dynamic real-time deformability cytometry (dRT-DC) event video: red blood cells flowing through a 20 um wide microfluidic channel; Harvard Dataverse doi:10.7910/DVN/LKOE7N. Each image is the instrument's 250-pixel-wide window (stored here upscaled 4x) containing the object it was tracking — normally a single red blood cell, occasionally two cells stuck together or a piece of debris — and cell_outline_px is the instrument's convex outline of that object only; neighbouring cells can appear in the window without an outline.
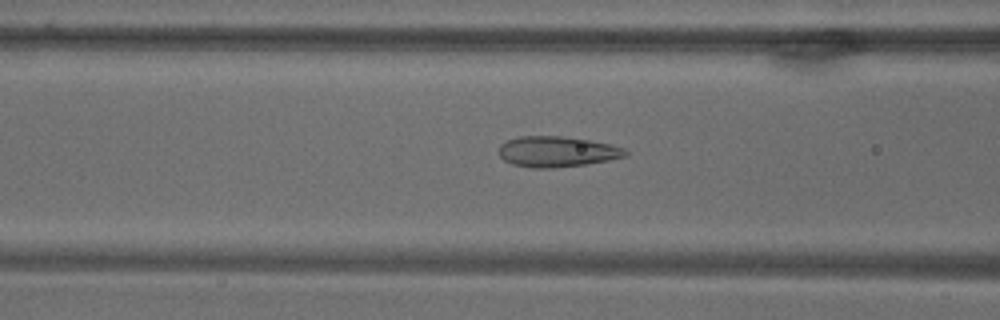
{"species": "common noctule bat (a hibernating species)", "species_latin": "Nyctalus noctula", "temperature_condition": "warm", "stored_images_in_passage": 72, "camera_frame_rate_fps": 3000, "um_per_image_px": 0.085, "animal": {"sex": "male", "body_mass_g": 18.8}, "frame": {"image": 1, "passage_image": 30, "time_ms": 9.667, "image_size_px": [1000, 320], "cell_outline_px": [[628, 156], [608, 160], [584, 164], [552, 168], [532, 168], [512, 164], [504, 160], [500, 156], [500, 144], [508, 140], [520, 136], [564, 136], [612, 144], [624, 148], [628, 152]], "centroid_in_image_um": [47.36, 12.89], "position_along_channel_um": 119.2, "area_um2": 22.54}}
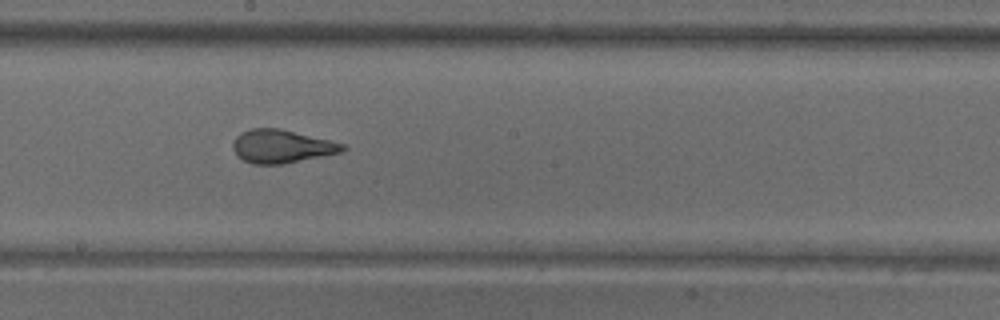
{"frame": {"image": 2, "passage_image": 41, "time_ms": 13.333, "image_size_px": [1000, 320], "cell_outline_px": [[348, 148], [340, 152], [284, 164], [252, 164], [244, 160], [232, 148], [232, 144], [236, 136], [240, 132], [252, 128], [276, 128], [332, 140], [344, 144]], "centroid_in_image_um": [23.94, 12.43], "position_along_channel_um": 224.3, "area_um2": 21.1}}
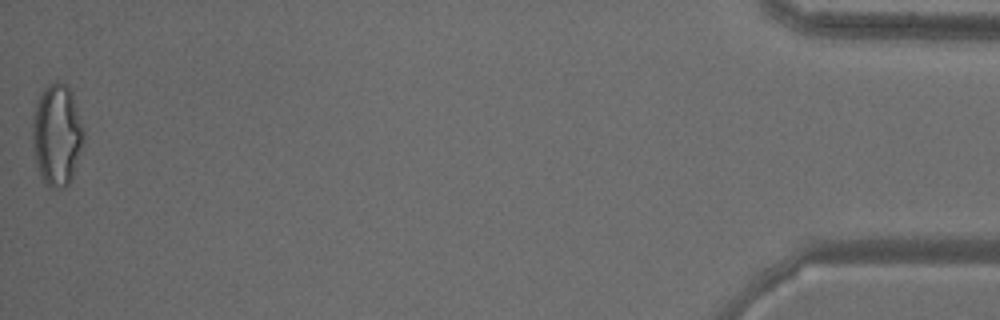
{"frame": {"image": 3, "passage_image": 72, "time_ms": 23.667, "image_size_px": [1000, 320], "cell_outline_px": [[84, 144], [72, 176], [68, 184], [64, 188], [48, 188], [44, 184], [40, 176], [36, 164], [32, 144], [32, 120], [36, 104], [44, 88], [48, 84], [56, 80], [68, 84], [72, 92], [84, 128]], "centroid_in_image_um": [4.84, 11.47], "position_along_channel_um": 430.4, "area_um2": 30.92}}